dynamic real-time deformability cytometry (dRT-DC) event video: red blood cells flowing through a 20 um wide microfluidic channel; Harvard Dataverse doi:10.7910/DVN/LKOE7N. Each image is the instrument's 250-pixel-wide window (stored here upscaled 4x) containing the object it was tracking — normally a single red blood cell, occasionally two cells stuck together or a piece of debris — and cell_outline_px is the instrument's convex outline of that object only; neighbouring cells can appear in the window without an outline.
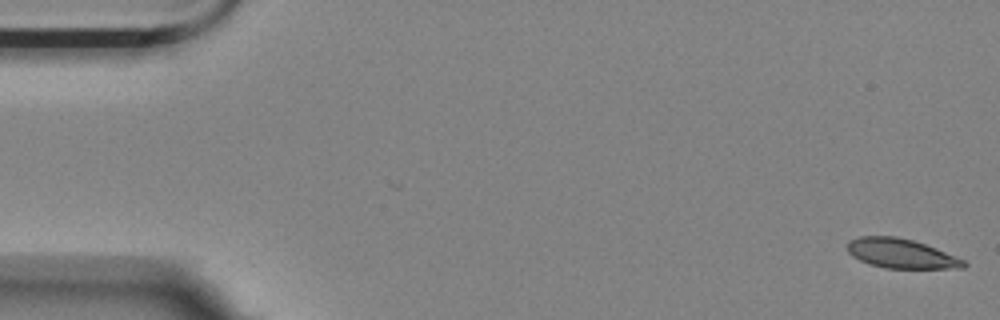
{"species": "Egyptian fruit bat (a non-hibernating species)", "species_latin": "Rousettus aegyptiacus", "temperature_condition": "room temperature", "stored_images_in_passage": 13, "camera_frame_rate_fps": 3000, "um_per_image_px": 0.085, "animal": {"sex": "female"}, "frame": {"image": 1, "passage_image": 1, "time_ms": 0.0, "image_size_px": [1000, 320], "cell_outline_px": [[968, 264], [964, 268], [884, 268], [868, 264], [852, 256], [848, 252], [848, 240], [860, 236], [896, 236], [912, 240], [936, 248], [964, 260]], "centroid_in_image_um": [76.57, 21.55], "position_along_channel_um": 8.4, "area_um2": 19.94}}